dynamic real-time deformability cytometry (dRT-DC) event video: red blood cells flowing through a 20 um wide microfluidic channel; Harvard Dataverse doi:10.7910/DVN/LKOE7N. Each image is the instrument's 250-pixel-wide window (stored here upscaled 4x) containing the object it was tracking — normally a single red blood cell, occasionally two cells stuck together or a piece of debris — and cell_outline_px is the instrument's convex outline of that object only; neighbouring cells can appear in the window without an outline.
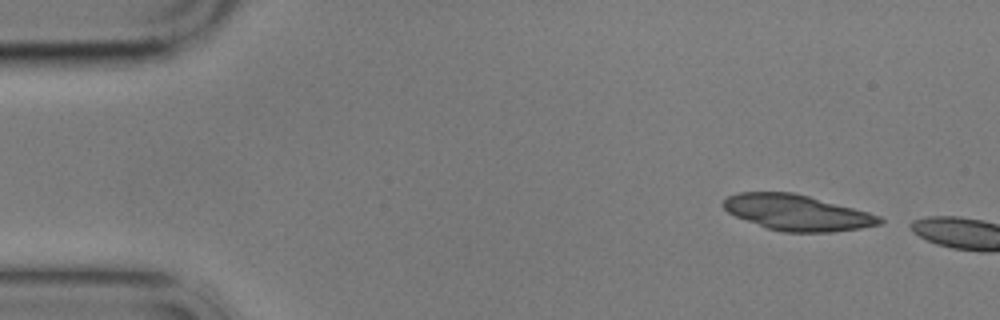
{"species": "common noctule bat (a hibernating species)", "species_latin": "Nyctalus noctula", "temperature_condition": "cold", "stored_images_in_passage": 3, "camera_frame_rate_fps": 3000, "um_per_image_px": 0.085, "animal": {"sex": "male", "body_mass_g": 17.9}, "frame": {"image": 1, "passage_image": 1, "time_ms": 0.0, "image_size_px": [1000, 320], "cell_outline_px": [[884, 220], [880, 224], [860, 228], [832, 232], [784, 232], [768, 228], [736, 216], [728, 212], [720, 204], [728, 196], [740, 192], [792, 192], [808, 196], [868, 212], [880, 216]], "centroid_in_image_um": [67.74, 18.07], "position_along_channel_um": 17.3, "area_um2": 32.14}}